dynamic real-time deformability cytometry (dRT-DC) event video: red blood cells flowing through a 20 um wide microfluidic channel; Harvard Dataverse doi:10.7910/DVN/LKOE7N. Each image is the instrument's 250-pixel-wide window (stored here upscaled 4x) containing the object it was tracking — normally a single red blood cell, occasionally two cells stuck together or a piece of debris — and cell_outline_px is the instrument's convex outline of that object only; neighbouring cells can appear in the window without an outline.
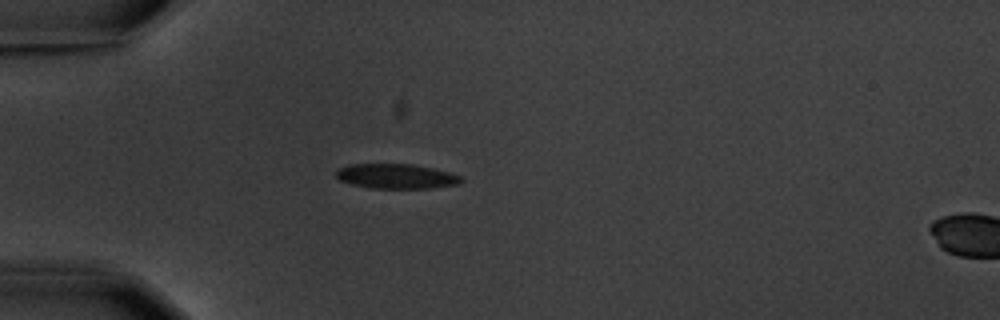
{"species": "common noctule bat (a hibernating species)", "species_latin": "Nyctalus noctula", "temperature_condition": "warm", "stored_images_in_passage": 5, "camera_frame_rate_fps": 3000, "um_per_image_px": 0.085, "animal": {"sex": "male", "body_mass_g": 20.1, "forearm_length_mm": 53.5}, "frame": {"image": 1, "passage_image": 4, "time_ms": 3.667, "image_size_px": [1000, 320], "cell_outline_px": [[464, 180], [460, 184], [432, 188], [368, 188], [352, 184], [340, 180], [336, 176], [336, 168], [348, 164], [412, 164], [432, 168], [448, 172], [460, 176]], "centroid_in_image_um": [33.66, 14.98], "position_along_channel_um": 51.3, "area_um2": 18.15}}